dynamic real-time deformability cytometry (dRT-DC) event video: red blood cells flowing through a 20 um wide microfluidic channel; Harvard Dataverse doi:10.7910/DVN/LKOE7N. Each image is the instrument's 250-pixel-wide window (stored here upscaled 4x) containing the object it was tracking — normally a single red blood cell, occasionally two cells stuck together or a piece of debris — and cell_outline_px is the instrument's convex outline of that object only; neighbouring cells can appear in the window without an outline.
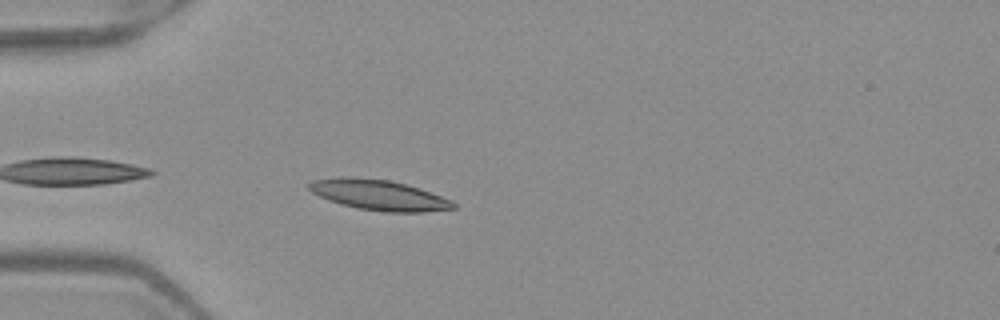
{"species": "Egyptian fruit bat (a non-hibernating species)", "species_latin": "Rousettus aegyptiacus", "temperature_condition": "warm", "stored_images_in_passage": 4, "camera_frame_rate_fps": 3000, "um_per_image_px": 0.085, "frame": {"image": 1, "passage_image": 4, "time_ms": 1.0, "image_size_px": [1000, 320], "cell_outline_px": [[456, 208], [424, 212], [384, 212], [356, 208], [340, 204], [328, 200], [312, 192], [308, 188], [308, 184], [312, 180], [336, 176], [348, 176], [388, 180], [408, 184], [420, 188], [452, 200], [456, 204]], "centroid_in_image_um": [32.19, 16.57], "position_along_channel_um": 52.8, "area_um2": 25.84}}